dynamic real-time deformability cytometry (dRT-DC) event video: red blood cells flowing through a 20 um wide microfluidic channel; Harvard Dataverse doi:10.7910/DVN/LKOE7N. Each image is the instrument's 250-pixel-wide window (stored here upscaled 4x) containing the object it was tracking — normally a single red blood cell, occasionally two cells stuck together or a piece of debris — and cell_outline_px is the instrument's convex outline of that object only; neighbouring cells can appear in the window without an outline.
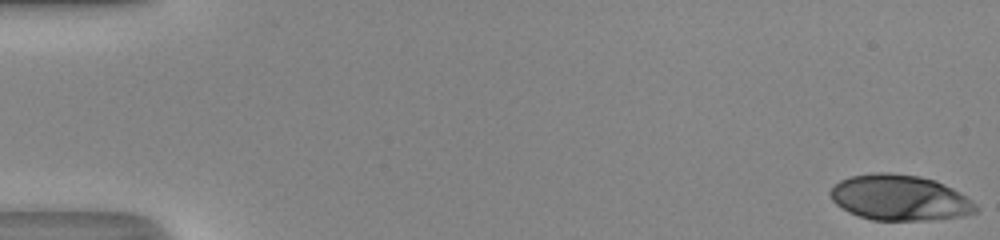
{"species": "human", "species_latin": "Homo sapiens", "temperature_condition": "room temperature", "stored_images_in_passage": 50, "camera_frame_rate_fps": 3000, "um_per_image_px": 0.085, "donor": {"sex": "male"}, "frame": {"image": 1, "passage_image": 1, "time_ms": 0.0, "image_size_px": [1000, 240], "cell_outline_px": [[976, 212], [964, 216], [928, 220], [872, 220], [848, 212], [836, 204], [832, 200], [828, 192], [840, 180], [852, 176], [876, 172], [888, 172], [920, 176], [936, 180], [960, 192], [972, 200], [976, 204]], "centroid_in_image_um": [76.48, 16.8], "position_along_channel_um": 8.5, "area_um2": 38.73}}
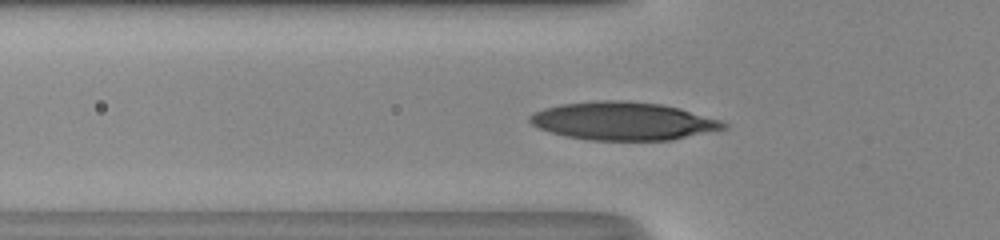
{"frame": {"image": 2, "passage_image": 18, "time_ms": 5.667, "image_size_px": [1000, 240], "cell_outline_px": [[728, 128], [672, 140], [588, 140], [564, 136], [540, 128], [532, 124], [528, 120], [528, 116], [544, 108], [560, 104], [596, 100], [628, 100], [660, 104], [680, 108], [720, 120], [728, 124]], "centroid_in_image_um": [52.97, 10.28], "position_along_channel_um": 72.8, "area_um2": 43.06}}
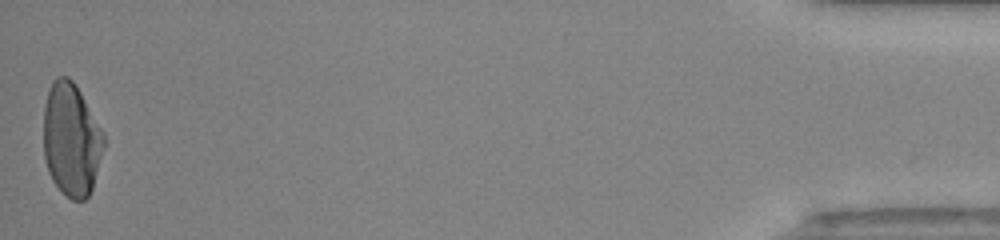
{"frame": {"image": 3, "passage_image": 50, "time_ms": 16.333, "image_size_px": [1000, 240], "cell_outline_px": [[104, 148], [92, 188], [88, 196], [84, 200], [72, 200], [52, 180], [48, 172], [44, 156], [44, 104], [48, 88], [52, 80], [56, 76], [68, 76], [72, 80], [80, 92], [104, 132]], "centroid_in_image_um": [6.05, 11.83], "position_along_channel_um": 429.1, "area_um2": 39.77}, "authors_computed_cell_mechanics": {"area_um2": 39.8531, "velocity_mm_per_s": 4.2161, "shape_relaxation_time_tau1_ms": 6.0149, "shape_relaxation_time_tau2_ms": null, "deformation_change_tau1": 0.2498, "deformation_change_tau2": null}}